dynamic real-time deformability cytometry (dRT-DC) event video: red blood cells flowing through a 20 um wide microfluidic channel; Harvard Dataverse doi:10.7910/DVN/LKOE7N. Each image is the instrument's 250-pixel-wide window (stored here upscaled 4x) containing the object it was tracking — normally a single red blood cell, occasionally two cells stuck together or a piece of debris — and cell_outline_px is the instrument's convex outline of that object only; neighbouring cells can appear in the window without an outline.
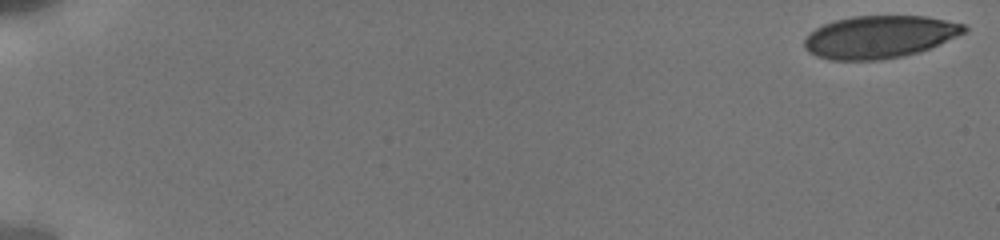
{"species": "human", "species_latin": "Homo sapiens", "temperature_condition": "cold", "stored_images_in_passage": 14, "camera_frame_rate_fps": 3000, "um_per_image_px": 0.085, "donor": {"sex": "male"}, "frame": {"image": 1, "passage_image": 1, "time_ms": 0.0, "image_size_px": [1000, 240], "cell_outline_px": [[968, 32], [920, 52], [904, 56], [880, 60], [828, 60], [816, 56], [808, 52], [804, 48], [804, 40], [816, 28], [824, 24], [836, 20], [852, 16], [924, 16], [964, 24], [968, 28]], "centroid_in_image_um": [74.77, 3.15], "position_along_channel_um": 10.2, "area_um2": 39.71}}
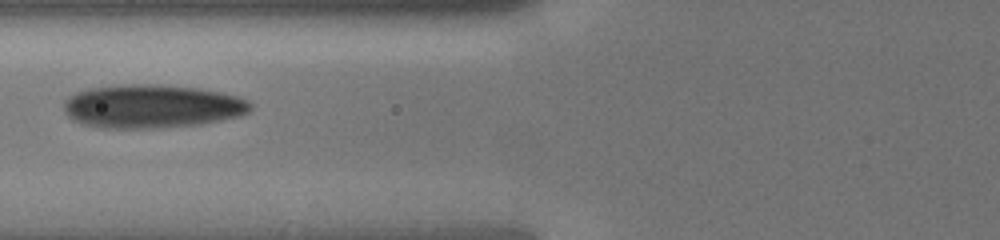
{"frame": {"image": 2, "passage_image": 10, "time_ms": 7.667, "image_size_px": [1000, 240], "cell_outline_px": [[252, 108], [248, 112], [240, 116], [200, 124], [164, 128], [100, 128], [80, 124], [72, 120], [64, 112], [64, 100], [76, 92], [88, 88], [124, 84], [160, 84], [200, 88], [220, 92], [252, 100]], "centroid_in_image_um": [12.91, 9.04], "position_along_channel_um": 112.9, "area_um2": 47.97}}
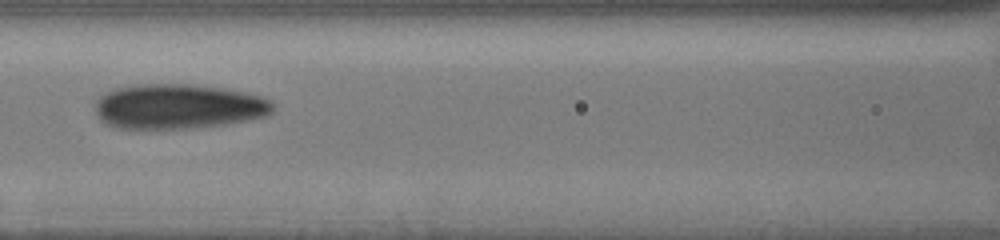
{"frame": {"image": 3, "passage_image": 12, "time_ms": 8.667, "image_size_px": [1000, 240], "cell_outline_px": [[272, 112], [268, 116], [224, 124], [188, 128], [116, 128], [100, 120], [96, 112], [96, 100], [104, 92], [116, 88], [136, 84], [192, 84], [224, 88], [244, 92], [260, 96], [272, 100]], "centroid_in_image_um": [15.14, 9.04], "position_along_channel_um": 151.5, "area_um2": 46.47}}